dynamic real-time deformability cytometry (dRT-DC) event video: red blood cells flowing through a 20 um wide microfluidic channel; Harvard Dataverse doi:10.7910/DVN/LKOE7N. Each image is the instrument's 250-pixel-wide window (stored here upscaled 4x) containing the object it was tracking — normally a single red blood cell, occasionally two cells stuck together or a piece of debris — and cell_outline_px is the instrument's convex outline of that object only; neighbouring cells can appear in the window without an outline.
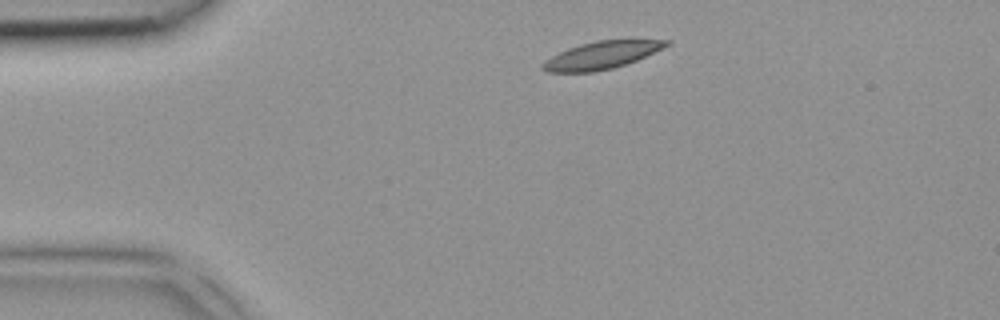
{"species": "common noctule bat (a hibernating species)", "species_latin": "Nyctalus noctula", "temperature_condition": "room temperature", "stored_images_in_passage": 2, "camera_frame_rate_fps": 3000, "um_per_image_px": 0.085, "animal": {"sex": "female", "body_mass_g": 18.4}, "frame": {"image": 1, "passage_image": 1, "time_ms": 0.0, "image_size_px": [1000, 320], "cell_outline_px": [[672, 44], [636, 60], [612, 68], [592, 72], [548, 72], [540, 68], [552, 56], [568, 48], [580, 44], [596, 40], [672, 40]], "centroid_in_image_um": [51.16, 4.68], "position_along_channel_um": 33.8, "area_um2": 19.48}}